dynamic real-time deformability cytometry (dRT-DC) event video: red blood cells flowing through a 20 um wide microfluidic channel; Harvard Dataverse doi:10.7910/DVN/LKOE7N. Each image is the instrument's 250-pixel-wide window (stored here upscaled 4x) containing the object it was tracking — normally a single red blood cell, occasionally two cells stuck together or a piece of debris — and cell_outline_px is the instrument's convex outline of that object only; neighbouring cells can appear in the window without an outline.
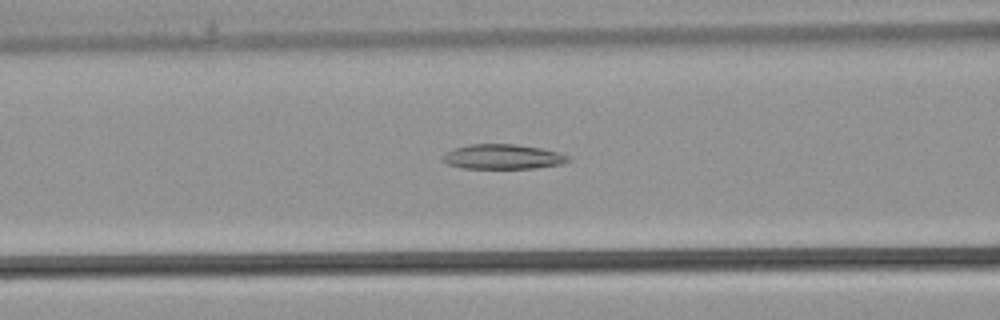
{"species": "common noctule bat (a hibernating species)", "species_latin": "Nyctalus noctula", "temperature_condition": "warm", "stored_images_in_passage": 27, "camera_frame_rate_fps": 3000, "um_per_image_px": 0.085, "animal": {"sex": "male", "body_mass_g": 21.5, "forearm_length_mm": 52.0}, "frame": {"image": 1, "passage_image": 10, "time_ms": 3.0, "image_size_px": [1000, 320], "cell_outline_px": [[572, 160], [564, 164], [536, 168], [464, 168], [448, 164], [440, 160], [440, 156], [452, 148], [468, 144], [516, 144], [540, 148], [556, 152], [568, 156]], "centroid_in_image_um": [42.7, 13.32], "position_along_channel_um": 123.9, "area_um2": 18.32}}
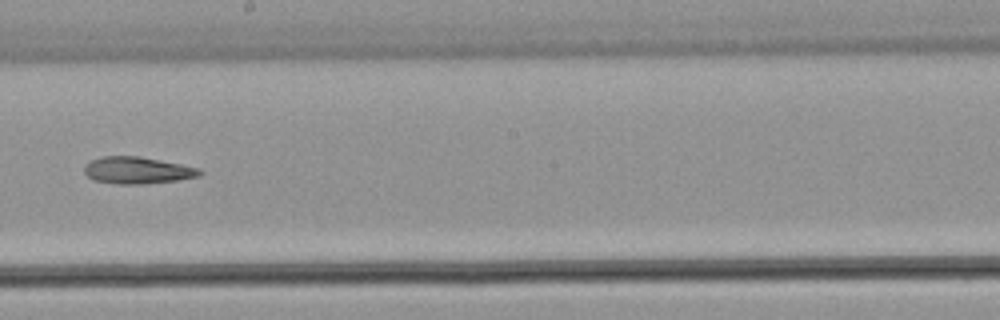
{"frame": {"image": 2, "passage_image": 16, "time_ms": 5.0, "image_size_px": [1000, 320], "cell_outline_px": [[204, 172], [200, 176], [180, 180], [144, 184], [116, 184], [92, 180], [84, 172], [84, 168], [92, 160], [104, 156], [140, 156], [200, 168]], "centroid_in_image_um": [11.72, 14.49], "position_along_channel_um": 236.5, "area_um2": 18.15}}
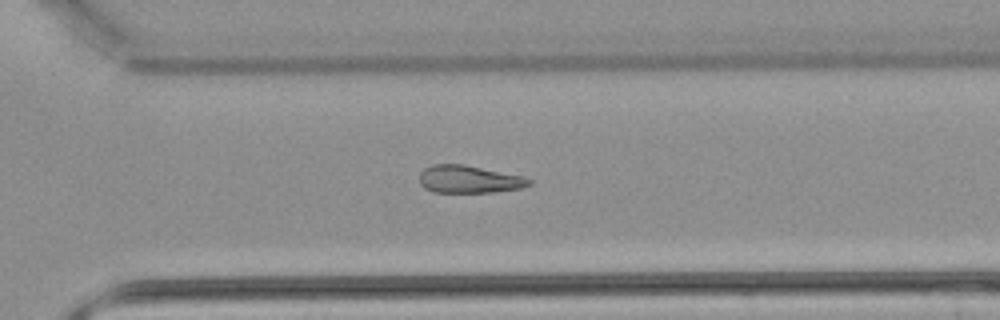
{"frame": {"image": 3, "passage_image": 21, "time_ms": 6.667, "image_size_px": [1000, 320], "cell_outline_px": [[532, 184], [520, 188], [496, 192], [432, 192], [424, 188], [420, 184], [420, 172], [424, 168], [432, 164], [464, 164], [520, 176], [532, 180]], "centroid_in_image_um": [39.83, 15.24], "position_along_channel_um": 330.8, "area_um2": 17.57}}